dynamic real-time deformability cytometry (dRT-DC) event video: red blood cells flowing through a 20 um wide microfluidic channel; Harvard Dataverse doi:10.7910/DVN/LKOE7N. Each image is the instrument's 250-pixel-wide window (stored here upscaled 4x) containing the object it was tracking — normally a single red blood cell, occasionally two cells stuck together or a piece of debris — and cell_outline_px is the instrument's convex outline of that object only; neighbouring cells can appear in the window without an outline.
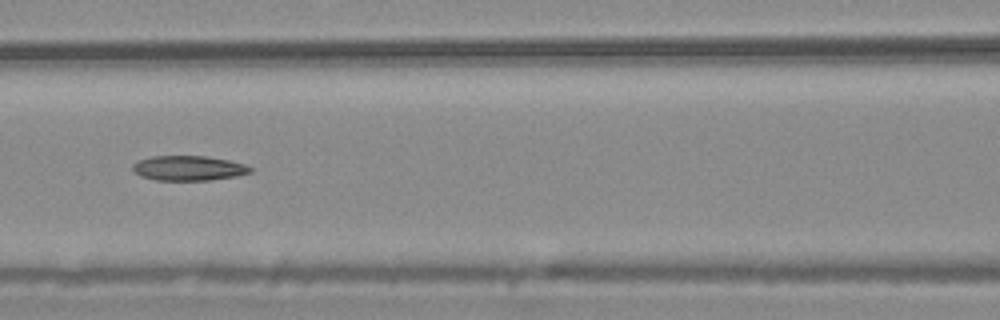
{"species": "common noctule bat (a hibernating species)", "species_latin": "Nyctalus noctula", "temperature_condition": "warm", "stored_images_in_passage": 8, "camera_frame_rate_fps": 3000, "um_per_image_px": 0.085, "animal": {"sex": "male", "body_mass_g": 20.4}, "frame": {"image": 1, "passage_image": 7, "time_ms": 2.0, "image_size_px": [1000, 320], "cell_outline_px": [[252, 172], [236, 176], [208, 180], [156, 180], [140, 176], [132, 168], [132, 164], [136, 160], [152, 156], [204, 156], [228, 160], [244, 164], [252, 168]], "centroid_in_image_um": [15.99, 14.29], "position_along_channel_um": 150.6, "area_um2": 16.99}}
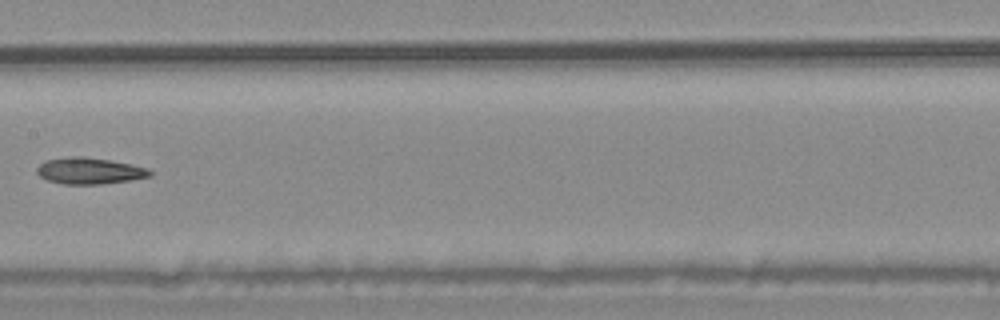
{"frame": {"image": 2, "passage_image": 8, "time_ms": 2.333, "image_size_px": [1000, 320], "cell_outline_px": [[152, 176], [128, 180], [100, 184], [64, 184], [48, 180], [40, 176], [36, 172], [36, 168], [44, 160], [68, 156], [80, 156], [108, 160], [132, 164], [148, 168], [152, 172]], "centroid_in_image_um": [7.58, 14.51], "position_along_channel_um": 199.8, "area_um2": 17.34}}